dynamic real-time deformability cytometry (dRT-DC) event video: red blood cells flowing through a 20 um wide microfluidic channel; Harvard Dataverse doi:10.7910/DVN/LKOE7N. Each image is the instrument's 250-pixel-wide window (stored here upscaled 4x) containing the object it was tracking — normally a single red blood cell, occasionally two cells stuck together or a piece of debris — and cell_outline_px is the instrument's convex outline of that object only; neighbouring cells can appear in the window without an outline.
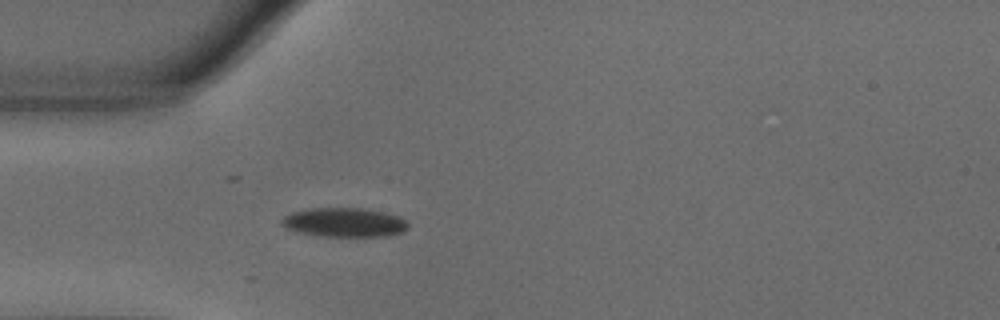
{"species": "common noctule bat (a hibernating species)", "species_latin": "Nyctalus noctula", "temperature_condition": "warm", "stored_images_in_passage": 2, "camera_frame_rate_fps": 3000, "um_per_image_px": 0.085, "animal": {"sex": "male", "body_mass_g": 18.8}, "frame": {"image": 1, "passage_image": 2, "time_ms": 0.333, "image_size_px": [1000, 320], "cell_outline_px": [[408, 228], [400, 232], [388, 236], [320, 236], [296, 232], [280, 224], [280, 220], [284, 216], [292, 212], [308, 208], [364, 208], [384, 212], [400, 216], [408, 220]], "centroid_in_image_um": [29.27, 18.89], "position_along_channel_um": 55.7, "area_um2": 21.68}}